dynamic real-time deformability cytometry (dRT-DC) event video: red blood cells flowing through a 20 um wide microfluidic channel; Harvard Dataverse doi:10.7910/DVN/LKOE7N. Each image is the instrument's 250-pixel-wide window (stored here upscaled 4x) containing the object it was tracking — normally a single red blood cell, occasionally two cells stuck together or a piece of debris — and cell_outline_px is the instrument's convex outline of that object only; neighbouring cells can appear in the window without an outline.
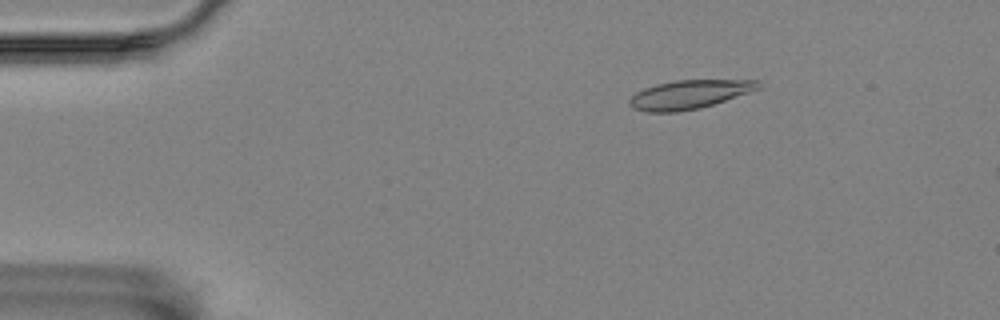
{"species": "Egyptian fruit bat (a non-hibernating species)", "species_latin": "Rousettus aegyptiacus", "temperature_condition": "room temperature", "stored_images_in_passage": 15, "camera_frame_rate_fps": 3000, "um_per_image_px": 0.085, "animal": {"sex": "female"}, "frame": {"image": 1, "passage_image": 9, "time_ms": 2.667, "image_size_px": [1000, 320], "cell_outline_px": [[764, 84], [760, 88], [700, 108], [676, 112], [648, 112], [632, 108], [628, 104], [628, 100], [636, 92], [644, 88], [656, 84], [676, 80], [760, 80]], "centroid_in_image_um": [58.56, 8.02], "position_along_channel_um": 26.4, "area_um2": 21.5}}